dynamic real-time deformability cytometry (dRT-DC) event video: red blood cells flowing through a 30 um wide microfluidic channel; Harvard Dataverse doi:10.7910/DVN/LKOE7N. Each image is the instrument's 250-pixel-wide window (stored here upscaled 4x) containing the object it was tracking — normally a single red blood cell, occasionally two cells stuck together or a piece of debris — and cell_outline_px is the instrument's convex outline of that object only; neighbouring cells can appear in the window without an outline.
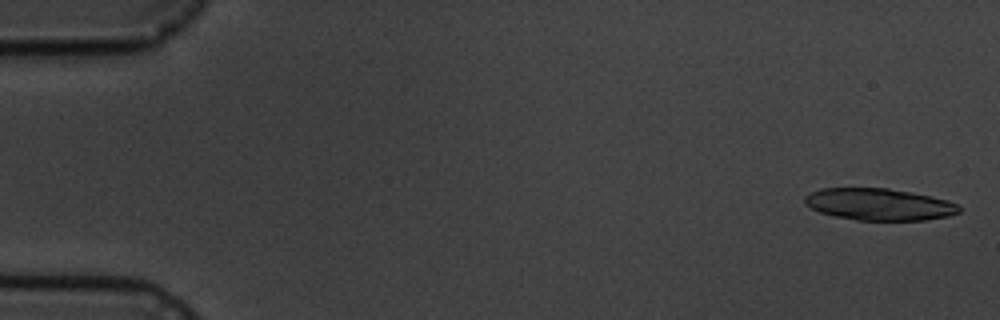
{"species": "common noctule bat (a hibernating species)", "species_latin": "Nyctalus noctula", "temperature_condition": "cold", "stored_images_in_passage": 2, "segment_of_instrument_passage": [2, 2], "camera_frame_rate_fps": 3000, "um_per_image_px": 0.085, "animal": {"sex": "male", "body_mass_g": 19.5, "forearm_length_mm": 54.6}, "frame": {"image": 1, "passage_image": 2, "time_ms": 1.333, "image_size_px": [1000, 320], "cell_outline_px": [[960, 212], [948, 216], [924, 220], [856, 220], [836, 216], [820, 212], [804, 204], [804, 196], [820, 188], [888, 188], [932, 196], [948, 200], [956, 204], [960, 208]], "centroid_in_image_um": [74.72, 17.36], "position_along_channel_um": 10.3, "area_um2": 28.61}}